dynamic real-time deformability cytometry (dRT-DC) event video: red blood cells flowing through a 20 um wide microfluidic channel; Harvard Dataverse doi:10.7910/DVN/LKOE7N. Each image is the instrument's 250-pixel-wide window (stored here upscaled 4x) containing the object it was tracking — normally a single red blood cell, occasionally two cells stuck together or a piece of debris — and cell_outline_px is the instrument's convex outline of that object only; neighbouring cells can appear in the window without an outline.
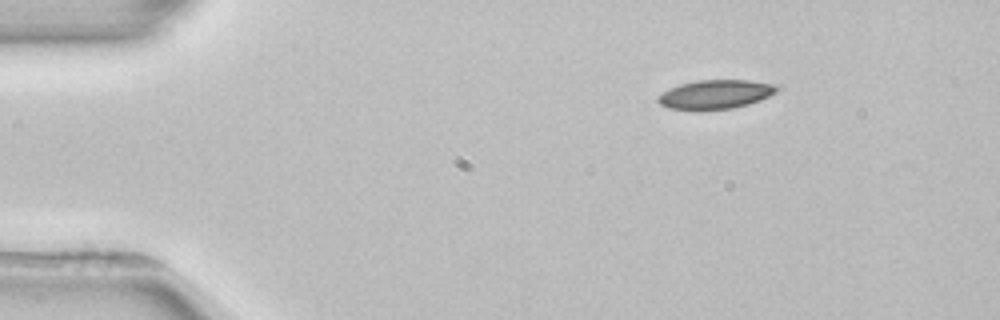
{"species": "common noctule bat (a hibernating species)", "species_latin": "Nyctalus noctula", "temperature_condition": "room temperature", "stored_images_in_passage": 3, "camera_frame_rate_fps": 3000, "um_per_image_px": 0.085, "animal": {"sex": "female", "body_mass_g": 22.7, "forearm_length_mm": 54.2}, "frame": {"image": 1, "passage_image": 1, "time_ms": 0.0, "image_size_px": [1000, 320], "cell_outline_px": [[780, 88], [776, 92], [760, 100], [748, 104], [732, 108], [700, 112], [696, 112], [668, 108], [660, 104], [656, 100], [656, 96], [680, 84], [696, 80], [752, 80], [772, 84]], "centroid_in_image_um": [60.77, 8.05], "position_along_channel_um": 24.2, "area_um2": 20.52}}
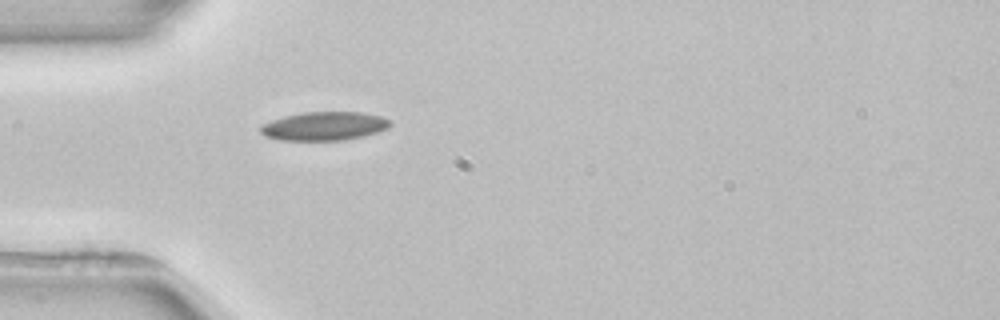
{"frame": {"image": 2, "passage_image": 3, "time_ms": 2.667, "image_size_px": [1000, 320], "cell_outline_px": [[392, 124], [388, 128], [364, 136], [344, 140], [280, 140], [264, 136], [260, 132], [260, 124], [284, 116], [304, 112], [360, 112], [380, 116], [392, 120]], "centroid_in_image_um": [27.55, 10.72], "position_along_channel_um": 57.4, "area_um2": 21.73}}